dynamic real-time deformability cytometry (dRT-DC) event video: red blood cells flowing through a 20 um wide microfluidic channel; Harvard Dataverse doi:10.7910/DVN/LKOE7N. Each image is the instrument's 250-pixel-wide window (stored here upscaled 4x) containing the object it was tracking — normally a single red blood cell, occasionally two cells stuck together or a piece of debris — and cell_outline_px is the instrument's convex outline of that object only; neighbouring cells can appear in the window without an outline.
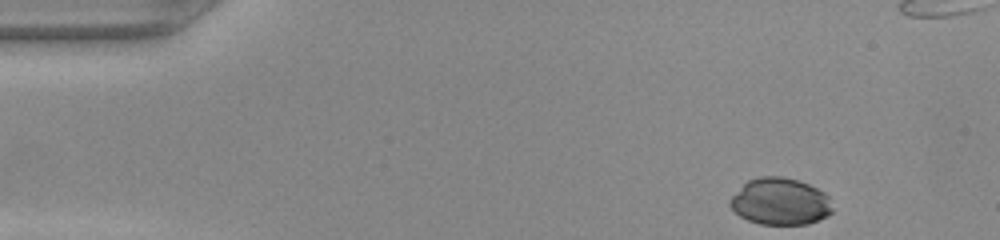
{"species": "common noctule bat (a hibernating species)", "species_latin": "Nyctalus noctula", "temperature_condition": "warm", "stored_images_in_passage": 36, "camera_frame_rate_fps": 3000, "um_per_image_px": 0.085, "animal": {"sex": "female", "body_mass_g": 22.0, "forearm_length_mm": 56.7}, "frame": {"image": 1, "passage_image": 1, "time_ms": 0.0, "image_size_px": [1000, 240], "cell_outline_px": [[832, 212], [828, 216], [808, 224], [760, 224], [748, 220], [740, 216], [728, 204], [728, 200], [748, 180], [760, 176], [780, 176], [796, 180], [808, 184], [824, 192], [828, 196], [832, 208]], "centroid_in_image_um": [66.31, 17.13], "position_along_channel_um": 18.7, "area_um2": 27.86}}
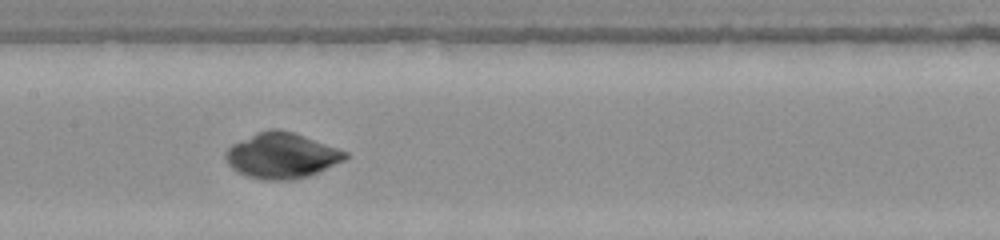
{"frame": {"image": 2, "passage_image": 20, "time_ms": 6.333, "image_size_px": [1000, 240], "cell_outline_px": [[348, 156], [344, 160], [308, 176], [292, 180], [260, 180], [236, 172], [228, 164], [224, 156], [228, 148], [232, 144], [260, 132], [272, 128], [276, 128], [292, 132], [304, 136], [348, 152]], "centroid_in_image_um": [23.92, 13.24], "position_along_channel_um": 183.5, "area_um2": 31.39}}
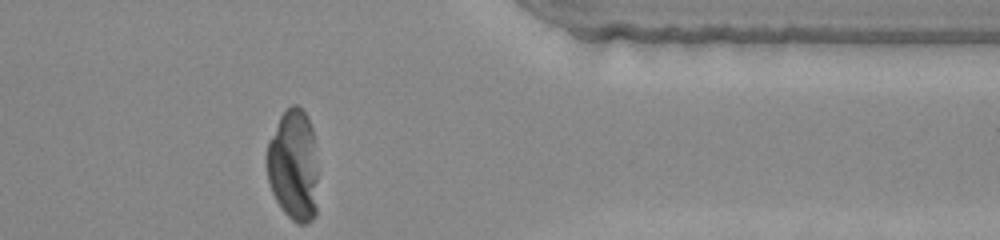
{"frame": {"image": 3, "passage_image": 36, "time_ms": 11.667, "image_size_px": [1000, 240], "cell_outline_px": [[316, 216], [312, 220], [304, 224], [296, 224], [280, 208], [272, 192], [268, 180], [268, 140], [280, 116], [292, 104], [296, 104], [304, 112], [312, 128], [316, 172]], "centroid_in_image_um": [24.93, 14.09], "position_along_channel_um": 386.5, "area_um2": 32.83}}